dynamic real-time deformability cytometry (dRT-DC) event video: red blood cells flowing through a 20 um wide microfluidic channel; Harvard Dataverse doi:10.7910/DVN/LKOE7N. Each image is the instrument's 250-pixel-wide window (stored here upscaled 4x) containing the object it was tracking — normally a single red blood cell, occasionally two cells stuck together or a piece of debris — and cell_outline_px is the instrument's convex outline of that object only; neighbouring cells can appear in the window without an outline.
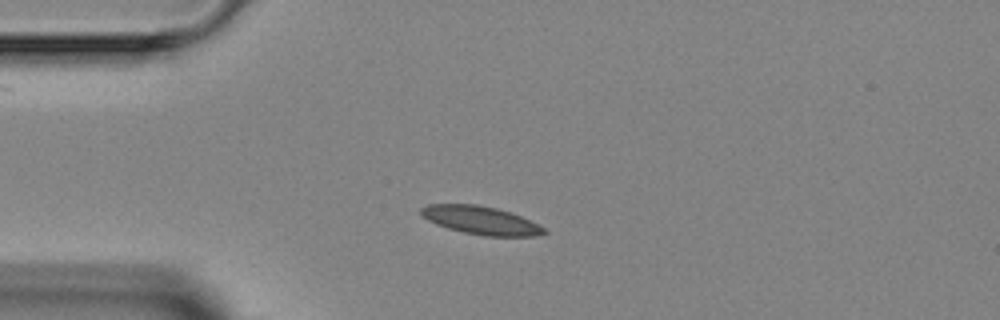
{"species": "Egyptian fruit bat (a non-hibernating species)", "species_latin": "Rousettus aegyptiacus", "temperature_condition": "room temperature", "stored_images_in_passage": 1, "camera_frame_rate_fps": 3000, "um_per_image_px": 0.085, "animal": {"sex": "female"}, "frame": {"image": 1, "passage_image": 1, "time_ms": 0.0, "image_size_px": [1000, 320], "cell_outline_px": [[548, 232], [536, 236], [484, 236], [464, 232], [448, 228], [436, 224], [428, 220], [420, 212], [420, 208], [428, 204], [476, 204], [496, 208], [520, 216], [544, 228]], "centroid_in_image_um": [40.85, 18.73], "position_along_channel_um": 44.2, "area_um2": 19.94}}